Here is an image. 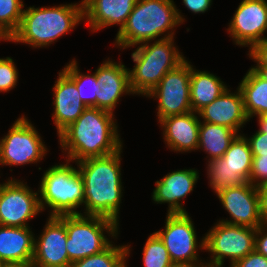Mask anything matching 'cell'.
<instances>
[{"label":"cell","instance_id":"1","mask_svg":"<svg viewBox=\"0 0 267 267\" xmlns=\"http://www.w3.org/2000/svg\"><path fill=\"white\" fill-rule=\"evenodd\" d=\"M114 113L87 107L82 115L59 135L66 160L79 162L113 154L123 148Z\"/></svg>","mask_w":267,"mask_h":267},{"label":"cell","instance_id":"2","mask_svg":"<svg viewBox=\"0 0 267 267\" xmlns=\"http://www.w3.org/2000/svg\"><path fill=\"white\" fill-rule=\"evenodd\" d=\"M122 148L110 155L81 160L77 164L84 183L83 215L102 216L119 224L122 198Z\"/></svg>","mask_w":267,"mask_h":267},{"label":"cell","instance_id":"3","mask_svg":"<svg viewBox=\"0 0 267 267\" xmlns=\"http://www.w3.org/2000/svg\"><path fill=\"white\" fill-rule=\"evenodd\" d=\"M174 3L173 0H138L126 24L117 32L115 45L124 50L162 35L174 37V28L185 22Z\"/></svg>","mask_w":267,"mask_h":267},{"label":"cell","instance_id":"4","mask_svg":"<svg viewBox=\"0 0 267 267\" xmlns=\"http://www.w3.org/2000/svg\"><path fill=\"white\" fill-rule=\"evenodd\" d=\"M84 21L83 2L23 10L17 31L8 40L33 48L47 47Z\"/></svg>","mask_w":267,"mask_h":267},{"label":"cell","instance_id":"5","mask_svg":"<svg viewBox=\"0 0 267 267\" xmlns=\"http://www.w3.org/2000/svg\"><path fill=\"white\" fill-rule=\"evenodd\" d=\"M150 43V44H149ZM135 65L129 69L130 87L133 94L148 95L166 75L175 69L185 57L174 44V37L139 44L131 54Z\"/></svg>","mask_w":267,"mask_h":267},{"label":"cell","instance_id":"6","mask_svg":"<svg viewBox=\"0 0 267 267\" xmlns=\"http://www.w3.org/2000/svg\"><path fill=\"white\" fill-rule=\"evenodd\" d=\"M57 164L44 172L40 182L39 199L42 211L50 207V216L81 214L76 210L84 206V183L78 168Z\"/></svg>","mask_w":267,"mask_h":267},{"label":"cell","instance_id":"7","mask_svg":"<svg viewBox=\"0 0 267 267\" xmlns=\"http://www.w3.org/2000/svg\"><path fill=\"white\" fill-rule=\"evenodd\" d=\"M57 217L66 226V249L71 263L97 254L114 243L109 241L104 232L113 238L119 234V224L106 217L83 213Z\"/></svg>","mask_w":267,"mask_h":267},{"label":"cell","instance_id":"8","mask_svg":"<svg viewBox=\"0 0 267 267\" xmlns=\"http://www.w3.org/2000/svg\"><path fill=\"white\" fill-rule=\"evenodd\" d=\"M256 229L217 223L204 236V250L210 252V262L206 267H223L225 258L230 266L254 251Z\"/></svg>","mask_w":267,"mask_h":267},{"label":"cell","instance_id":"9","mask_svg":"<svg viewBox=\"0 0 267 267\" xmlns=\"http://www.w3.org/2000/svg\"><path fill=\"white\" fill-rule=\"evenodd\" d=\"M154 233L165 245L174 265H206L199 260L198 255V248H205L204 237L198 242L192 218L188 213H167L164 230Z\"/></svg>","mask_w":267,"mask_h":267},{"label":"cell","instance_id":"10","mask_svg":"<svg viewBox=\"0 0 267 267\" xmlns=\"http://www.w3.org/2000/svg\"><path fill=\"white\" fill-rule=\"evenodd\" d=\"M44 143L36 127L22 115L0 139V165L21 166L40 162L48 152Z\"/></svg>","mask_w":267,"mask_h":267},{"label":"cell","instance_id":"11","mask_svg":"<svg viewBox=\"0 0 267 267\" xmlns=\"http://www.w3.org/2000/svg\"><path fill=\"white\" fill-rule=\"evenodd\" d=\"M191 64L184 60L175 69L168 71L146 97L158 101L157 117L160 121L170 116L192 111L190 102Z\"/></svg>","mask_w":267,"mask_h":267},{"label":"cell","instance_id":"12","mask_svg":"<svg viewBox=\"0 0 267 267\" xmlns=\"http://www.w3.org/2000/svg\"><path fill=\"white\" fill-rule=\"evenodd\" d=\"M38 195L19 179L0 184V225L29 227L28 221L42 212Z\"/></svg>","mask_w":267,"mask_h":267},{"label":"cell","instance_id":"13","mask_svg":"<svg viewBox=\"0 0 267 267\" xmlns=\"http://www.w3.org/2000/svg\"><path fill=\"white\" fill-rule=\"evenodd\" d=\"M227 32L236 45L249 49L266 39L263 35L267 32V0H242Z\"/></svg>","mask_w":267,"mask_h":267},{"label":"cell","instance_id":"14","mask_svg":"<svg viewBox=\"0 0 267 267\" xmlns=\"http://www.w3.org/2000/svg\"><path fill=\"white\" fill-rule=\"evenodd\" d=\"M221 205L230 215V220H219L231 225L257 229L261 224L257 187L250 182L229 187L216 194Z\"/></svg>","mask_w":267,"mask_h":267},{"label":"cell","instance_id":"15","mask_svg":"<svg viewBox=\"0 0 267 267\" xmlns=\"http://www.w3.org/2000/svg\"><path fill=\"white\" fill-rule=\"evenodd\" d=\"M67 231L57 216H49L42 234L35 239L34 267H71L66 249Z\"/></svg>","mask_w":267,"mask_h":267},{"label":"cell","instance_id":"16","mask_svg":"<svg viewBox=\"0 0 267 267\" xmlns=\"http://www.w3.org/2000/svg\"><path fill=\"white\" fill-rule=\"evenodd\" d=\"M100 91L96 95V108L114 112L123 94H133L130 87L129 69L122 62L109 58L96 69Z\"/></svg>","mask_w":267,"mask_h":267},{"label":"cell","instance_id":"17","mask_svg":"<svg viewBox=\"0 0 267 267\" xmlns=\"http://www.w3.org/2000/svg\"><path fill=\"white\" fill-rule=\"evenodd\" d=\"M202 122L228 127L240 134L239 130L249 121L244 108L243 95L239 87L236 92L226 89L212 103L197 112Z\"/></svg>","mask_w":267,"mask_h":267},{"label":"cell","instance_id":"18","mask_svg":"<svg viewBox=\"0 0 267 267\" xmlns=\"http://www.w3.org/2000/svg\"><path fill=\"white\" fill-rule=\"evenodd\" d=\"M198 178L199 172L196 169L169 172L155 182L152 200L157 204L168 203V214L187 213L183 203L180 202L193 191Z\"/></svg>","mask_w":267,"mask_h":267},{"label":"cell","instance_id":"19","mask_svg":"<svg viewBox=\"0 0 267 267\" xmlns=\"http://www.w3.org/2000/svg\"><path fill=\"white\" fill-rule=\"evenodd\" d=\"M54 113L52 119L59 135L70 124L75 122L87 108L79 98L76 84L61 70L53 86Z\"/></svg>","mask_w":267,"mask_h":267},{"label":"cell","instance_id":"20","mask_svg":"<svg viewBox=\"0 0 267 267\" xmlns=\"http://www.w3.org/2000/svg\"><path fill=\"white\" fill-rule=\"evenodd\" d=\"M200 121L193 111L161 119L159 123L166 146L179 153L197 150Z\"/></svg>","mask_w":267,"mask_h":267},{"label":"cell","instance_id":"21","mask_svg":"<svg viewBox=\"0 0 267 267\" xmlns=\"http://www.w3.org/2000/svg\"><path fill=\"white\" fill-rule=\"evenodd\" d=\"M138 0H82L83 15L92 32L108 26L119 25L118 32L126 24Z\"/></svg>","mask_w":267,"mask_h":267},{"label":"cell","instance_id":"22","mask_svg":"<svg viewBox=\"0 0 267 267\" xmlns=\"http://www.w3.org/2000/svg\"><path fill=\"white\" fill-rule=\"evenodd\" d=\"M34 235L30 227L0 225V263L32 262Z\"/></svg>","mask_w":267,"mask_h":267},{"label":"cell","instance_id":"23","mask_svg":"<svg viewBox=\"0 0 267 267\" xmlns=\"http://www.w3.org/2000/svg\"><path fill=\"white\" fill-rule=\"evenodd\" d=\"M226 89L227 86L218 76L208 71L195 70L191 66L190 102L193 112L197 113L212 103Z\"/></svg>","mask_w":267,"mask_h":267},{"label":"cell","instance_id":"24","mask_svg":"<svg viewBox=\"0 0 267 267\" xmlns=\"http://www.w3.org/2000/svg\"><path fill=\"white\" fill-rule=\"evenodd\" d=\"M244 108L249 120L256 116L267 115V81L250 68L241 82Z\"/></svg>","mask_w":267,"mask_h":267},{"label":"cell","instance_id":"25","mask_svg":"<svg viewBox=\"0 0 267 267\" xmlns=\"http://www.w3.org/2000/svg\"><path fill=\"white\" fill-rule=\"evenodd\" d=\"M238 133L228 127L200 121L198 149L208 155V161L221 158Z\"/></svg>","mask_w":267,"mask_h":267},{"label":"cell","instance_id":"26","mask_svg":"<svg viewBox=\"0 0 267 267\" xmlns=\"http://www.w3.org/2000/svg\"><path fill=\"white\" fill-rule=\"evenodd\" d=\"M222 158L234 174L240 175L246 182L250 181L253 156L249 142L244 134L236 136Z\"/></svg>","mask_w":267,"mask_h":267},{"label":"cell","instance_id":"27","mask_svg":"<svg viewBox=\"0 0 267 267\" xmlns=\"http://www.w3.org/2000/svg\"><path fill=\"white\" fill-rule=\"evenodd\" d=\"M131 245H113L103 251L75 261L71 267H127V257L130 255Z\"/></svg>","mask_w":267,"mask_h":267},{"label":"cell","instance_id":"28","mask_svg":"<svg viewBox=\"0 0 267 267\" xmlns=\"http://www.w3.org/2000/svg\"><path fill=\"white\" fill-rule=\"evenodd\" d=\"M62 71L76 84V88L79 91V98L82 102L87 107H96V95L100 91V83L97 81L96 71L93 74L80 73L75 59L70 61L69 64L67 63Z\"/></svg>","mask_w":267,"mask_h":267},{"label":"cell","instance_id":"29","mask_svg":"<svg viewBox=\"0 0 267 267\" xmlns=\"http://www.w3.org/2000/svg\"><path fill=\"white\" fill-rule=\"evenodd\" d=\"M207 162V178H209L210 187L216 194L229 187L246 183L240 175L233 173L222 157Z\"/></svg>","mask_w":267,"mask_h":267},{"label":"cell","instance_id":"30","mask_svg":"<svg viewBox=\"0 0 267 267\" xmlns=\"http://www.w3.org/2000/svg\"><path fill=\"white\" fill-rule=\"evenodd\" d=\"M23 7L22 0H0V35L7 42L20 25Z\"/></svg>","mask_w":267,"mask_h":267},{"label":"cell","instance_id":"31","mask_svg":"<svg viewBox=\"0 0 267 267\" xmlns=\"http://www.w3.org/2000/svg\"><path fill=\"white\" fill-rule=\"evenodd\" d=\"M142 253L144 267L174 266L165 245L155 233L148 237Z\"/></svg>","mask_w":267,"mask_h":267},{"label":"cell","instance_id":"32","mask_svg":"<svg viewBox=\"0 0 267 267\" xmlns=\"http://www.w3.org/2000/svg\"><path fill=\"white\" fill-rule=\"evenodd\" d=\"M13 61L11 57L0 58V92H8L17 86L18 69Z\"/></svg>","mask_w":267,"mask_h":267},{"label":"cell","instance_id":"33","mask_svg":"<svg viewBox=\"0 0 267 267\" xmlns=\"http://www.w3.org/2000/svg\"><path fill=\"white\" fill-rule=\"evenodd\" d=\"M249 182L256 187L267 183V156H253Z\"/></svg>","mask_w":267,"mask_h":267},{"label":"cell","instance_id":"34","mask_svg":"<svg viewBox=\"0 0 267 267\" xmlns=\"http://www.w3.org/2000/svg\"><path fill=\"white\" fill-rule=\"evenodd\" d=\"M251 148L252 156H267V133L256 131L247 138Z\"/></svg>","mask_w":267,"mask_h":267},{"label":"cell","instance_id":"35","mask_svg":"<svg viewBox=\"0 0 267 267\" xmlns=\"http://www.w3.org/2000/svg\"><path fill=\"white\" fill-rule=\"evenodd\" d=\"M249 58L256 62L253 67H267V38L257 42L251 49H249Z\"/></svg>","mask_w":267,"mask_h":267},{"label":"cell","instance_id":"36","mask_svg":"<svg viewBox=\"0 0 267 267\" xmlns=\"http://www.w3.org/2000/svg\"><path fill=\"white\" fill-rule=\"evenodd\" d=\"M230 267H267V257L254 250Z\"/></svg>","mask_w":267,"mask_h":267},{"label":"cell","instance_id":"37","mask_svg":"<svg viewBox=\"0 0 267 267\" xmlns=\"http://www.w3.org/2000/svg\"><path fill=\"white\" fill-rule=\"evenodd\" d=\"M254 250L267 257V224H261L256 229Z\"/></svg>","mask_w":267,"mask_h":267},{"label":"cell","instance_id":"38","mask_svg":"<svg viewBox=\"0 0 267 267\" xmlns=\"http://www.w3.org/2000/svg\"><path fill=\"white\" fill-rule=\"evenodd\" d=\"M259 214L262 224H267V183L257 187Z\"/></svg>","mask_w":267,"mask_h":267},{"label":"cell","instance_id":"39","mask_svg":"<svg viewBox=\"0 0 267 267\" xmlns=\"http://www.w3.org/2000/svg\"><path fill=\"white\" fill-rule=\"evenodd\" d=\"M212 2V0H183L184 5L194 14L205 13Z\"/></svg>","mask_w":267,"mask_h":267},{"label":"cell","instance_id":"40","mask_svg":"<svg viewBox=\"0 0 267 267\" xmlns=\"http://www.w3.org/2000/svg\"><path fill=\"white\" fill-rule=\"evenodd\" d=\"M0 267H34L32 262H2Z\"/></svg>","mask_w":267,"mask_h":267},{"label":"cell","instance_id":"41","mask_svg":"<svg viewBox=\"0 0 267 267\" xmlns=\"http://www.w3.org/2000/svg\"><path fill=\"white\" fill-rule=\"evenodd\" d=\"M259 123V132L267 133V115L256 116Z\"/></svg>","mask_w":267,"mask_h":267},{"label":"cell","instance_id":"42","mask_svg":"<svg viewBox=\"0 0 267 267\" xmlns=\"http://www.w3.org/2000/svg\"><path fill=\"white\" fill-rule=\"evenodd\" d=\"M261 78L267 81V67H251Z\"/></svg>","mask_w":267,"mask_h":267},{"label":"cell","instance_id":"43","mask_svg":"<svg viewBox=\"0 0 267 267\" xmlns=\"http://www.w3.org/2000/svg\"><path fill=\"white\" fill-rule=\"evenodd\" d=\"M172 267H206V265H174Z\"/></svg>","mask_w":267,"mask_h":267},{"label":"cell","instance_id":"44","mask_svg":"<svg viewBox=\"0 0 267 267\" xmlns=\"http://www.w3.org/2000/svg\"><path fill=\"white\" fill-rule=\"evenodd\" d=\"M1 40H4V41H6V40H5V39H4V38H3V37L0 35V41H1Z\"/></svg>","mask_w":267,"mask_h":267}]
</instances>
